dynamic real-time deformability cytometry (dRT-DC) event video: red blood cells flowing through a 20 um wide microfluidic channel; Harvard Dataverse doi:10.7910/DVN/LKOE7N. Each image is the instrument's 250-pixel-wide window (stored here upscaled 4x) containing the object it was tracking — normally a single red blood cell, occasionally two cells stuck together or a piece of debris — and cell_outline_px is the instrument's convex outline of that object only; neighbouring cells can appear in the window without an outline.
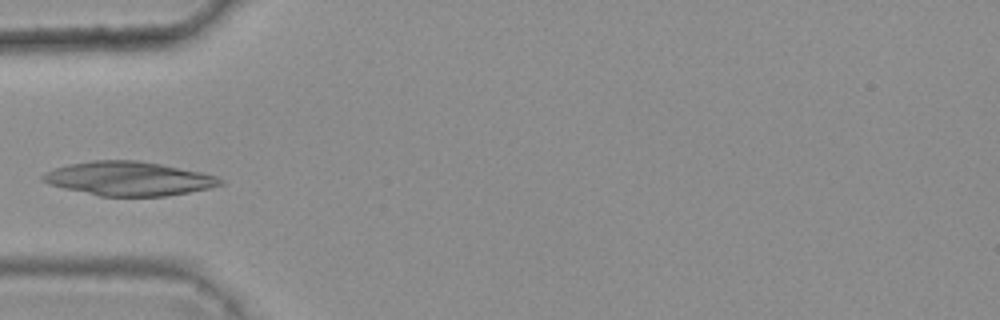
{"species": "common noctule bat (a hibernating species)", "species_latin": "Nyctalus noctula", "temperature_condition": "warm", "stored_images_in_passage": 6, "camera_frame_rate_fps": 3000, "um_per_image_px": 0.085, "animal": {"sex": "female", "body_mass_g": 25.1}, "frame": {"image": 1, "passage_image": 5, "time_ms": 1.333, "image_size_px": [1000, 320], "cell_outline_px": [[224, 184], [208, 188], [188, 192], [164, 196], [100, 196], [64, 188], [48, 184], [40, 180], [40, 176], [56, 168], [68, 164], [92, 160], [136, 160], [160, 164], [200, 172], [216, 176], [224, 180]], "centroid_in_image_um": [10.92, 15.18], "position_along_channel_um": 74.1, "area_um2": 34.91}}
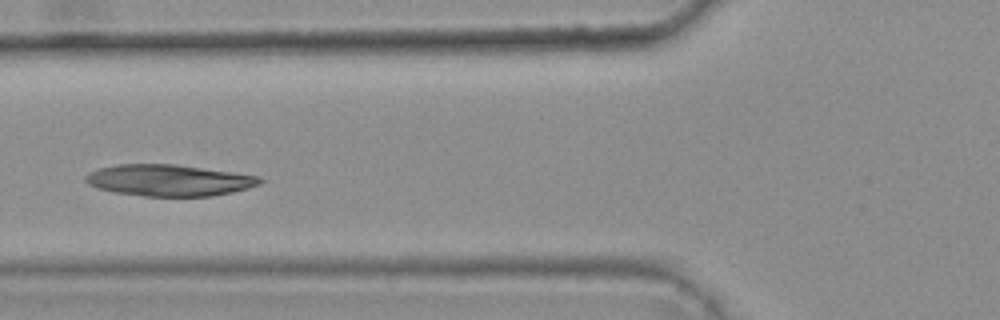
{"frame": {"image": 2, "passage_image": 6, "time_ms": 1.667, "image_size_px": [1000, 320], "cell_outline_px": [[264, 180], [260, 184], [248, 188], [232, 192], [212, 196], [144, 196], [112, 192], [88, 184], [84, 180], [84, 176], [88, 172], [100, 168], [116, 164], [176, 164], [260, 176]], "centroid_in_image_um": [14.35, 15.32], "position_along_channel_um": 111.4, "area_um2": 32.02}}